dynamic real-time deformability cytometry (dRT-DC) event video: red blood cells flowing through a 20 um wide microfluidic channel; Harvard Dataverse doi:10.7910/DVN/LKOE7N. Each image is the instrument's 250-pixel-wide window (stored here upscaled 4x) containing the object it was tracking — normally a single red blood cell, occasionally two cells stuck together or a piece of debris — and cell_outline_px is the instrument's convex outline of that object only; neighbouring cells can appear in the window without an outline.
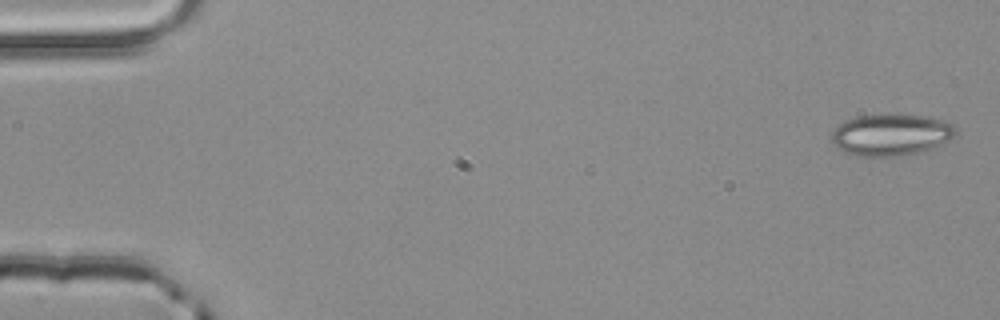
{"species": "common noctule bat (a hibernating species)", "species_latin": "Nyctalus noctula", "temperature_condition": "room temperature", "stored_images_in_passage": 4, "camera_frame_rate_fps": 3000, "um_per_image_px": 0.085, "animal": {"sex": "male", "body_mass_g": 20.4}, "frame": {"image": 1, "passage_image": 1, "time_ms": 0.0, "image_size_px": [1000, 320], "cell_outline_px": [[956, 136], [940, 144], [916, 152], [900, 156], [856, 156], [836, 148], [832, 144], [832, 132], [844, 120], [860, 116], [928, 116], [952, 124], [956, 128]], "centroid_in_image_um": [75.7, 11.48], "position_along_channel_um": 9.3, "area_um2": 29.42}}
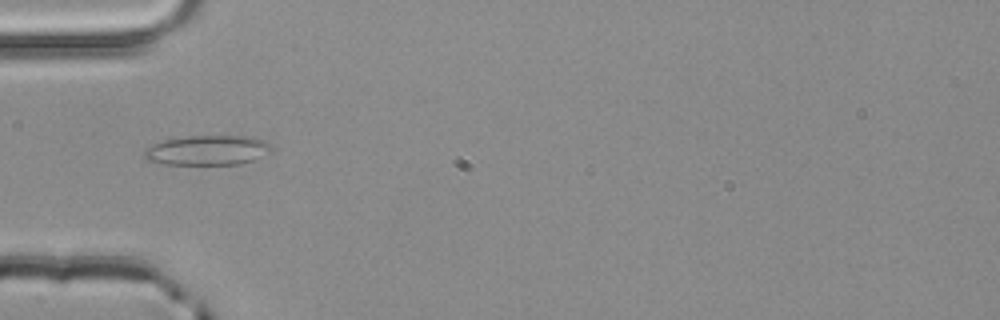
{"frame": {"image": 2, "passage_image": 4, "time_ms": 1.0, "image_size_px": [1000, 320], "cell_outline_px": [[272, 148], [252, 160], [240, 164], [164, 164], [148, 160], [144, 156], [144, 152], [148, 148], [164, 140], [184, 136], [252, 136], [268, 140]], "centroid_in_image_um": [17.66, 12.76], "position_along_channel_um": 67.3, "area_um2": 21.79}}